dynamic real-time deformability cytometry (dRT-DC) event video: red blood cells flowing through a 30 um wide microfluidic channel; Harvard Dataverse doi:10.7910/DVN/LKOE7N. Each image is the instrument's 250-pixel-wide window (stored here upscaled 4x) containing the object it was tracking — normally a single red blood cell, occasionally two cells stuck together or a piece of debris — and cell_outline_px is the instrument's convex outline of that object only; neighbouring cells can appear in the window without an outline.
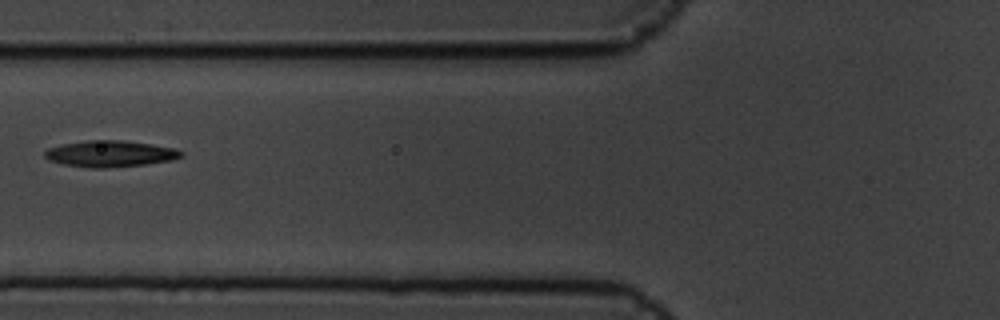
{"species": "common noctule bat (a hibernating species)", "species_latin": "Nyctalus noctula", "temperature_condition": "cold", "stored_images_in_passage": 6, "camera_frame_rate_fps": 3000, "um_per_image_px": 0.085, "animal": {"sex": "male", "body_mass_g": 19.5, "forearm_length_mm": 54.6}, "frame": {"image": 1, "passage_image": 6, "time_ms": 1.667, "image_size_px": [1000, 320], "cell_outline_px": [[184, 156], [172, 160], [144, 164], [104, 168], [92, 168], [64, 164], [48, 160], [44, 156], [44, 152], [48, 148], [60, 144], [84, 140], [120, 140], [152, 144], [176, 148], [184, 152]], "centroid_in_image_um": [9.36, 13.06], "position_along_channel_um": 116.4, "area_um2": 21.04}}